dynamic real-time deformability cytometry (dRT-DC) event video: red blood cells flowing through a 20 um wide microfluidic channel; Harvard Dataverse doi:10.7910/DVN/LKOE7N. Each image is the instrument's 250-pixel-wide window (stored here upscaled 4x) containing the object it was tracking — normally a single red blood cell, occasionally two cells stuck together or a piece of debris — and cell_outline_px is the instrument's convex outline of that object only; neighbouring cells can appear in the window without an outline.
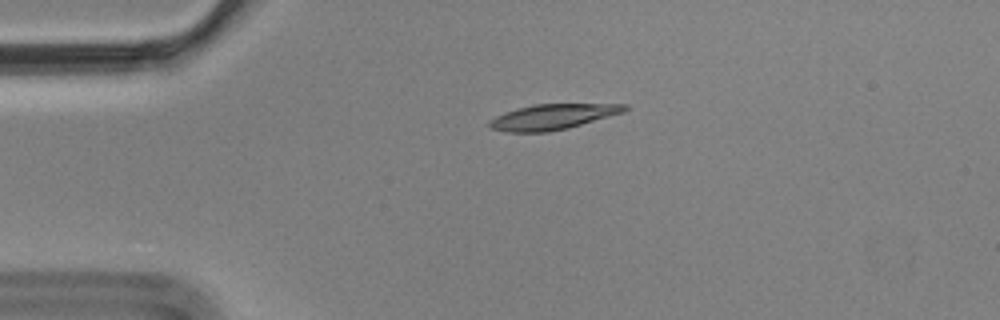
{"species": "Egyptian fruit bat (a non-hibernating species)", "species_latin": "Rousettus aegyptiacus", "temperature_condition": "cold", "stored_images_in_passage": 4, "camera_frame_rate_fps": 3000, "um_per_image_px": 0.085, "animal": {"sex": "male"}, "frame": {"image": 1, "passage_image": 3, "time_ms": 0.667, "image_size_px": [1000, 320], "cell_outline_px": [[628, 108], [624, 112], [568, 128], [548, 132], [508, 132], [488, 128], [488, 120], [504, 112], [516, 108], [532, 104], [628, 104]], "centroid_in_image_um": [46.92, 9.93], "position_along_channel_um": 38.1, "area_um2": 20.11}}